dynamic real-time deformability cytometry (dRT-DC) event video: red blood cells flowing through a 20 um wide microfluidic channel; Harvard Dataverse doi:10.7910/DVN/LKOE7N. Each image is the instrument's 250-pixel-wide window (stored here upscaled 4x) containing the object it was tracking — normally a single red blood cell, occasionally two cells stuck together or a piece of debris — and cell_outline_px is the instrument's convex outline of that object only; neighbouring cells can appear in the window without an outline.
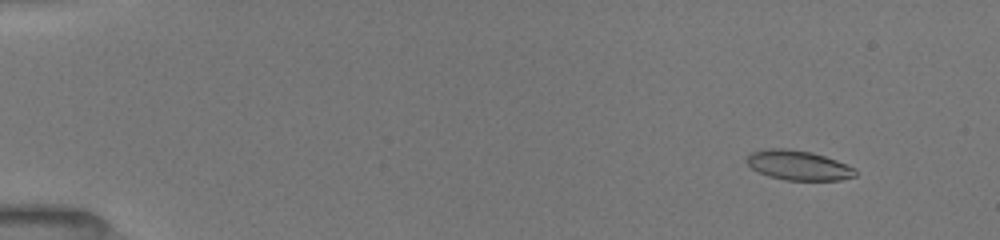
{"species": "common noctule bat (a hibernating species)", "species_latin": "Nyctalus noctula", "temperature_condition": "room temperature", "stored_images_in_passage": 53, "camera_frame_rate_fps": 3000, "um_per_image_px": 0.085, "animal": {"sex": "female", "body_mass_g": 19.5, "forearm_length_mm": 54.1}, "frame": {"image": 1, "passage_image": 6, "time_ms": 1.667, "image_size_px": [1000, 240], "cell_outline_px": [[856, 176], [840, 180], [784, 180], [768, 176], [752, 168], [744, 160], [752, 152], [764, 148], [788, 148], [812, 152], [836, 160], [856, 168]], "centroid_in_image_um": [67.85, 14.04], "position_along_channel_um": 17.1, "area_um2": 18.9}}
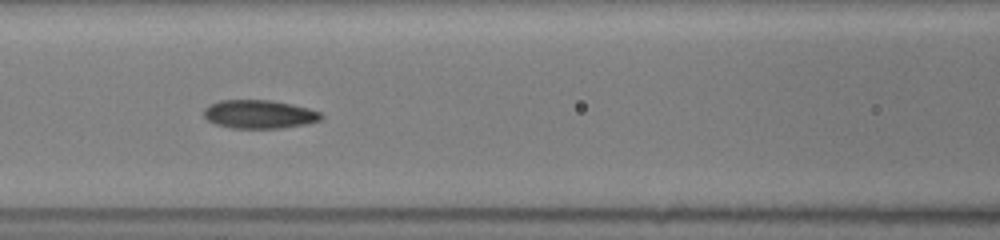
{"frame": {"image": 2, "passage_image": 25, "time_ms": 8.0, "image_size_px": [1000, 240], "cell_outline_px": [[324, 116], [320, 120], [304, 124], [280, 128], [232, 128], [216, 124], [208, 120], [204, 116], [204, 108], [208, 104], [220, 100], [268, 100], [292, 104], [308, 108], [320, 112]], "centroid_in_image_um": [22.01, 9.7], "position_along_channel_um": 144.6, "area_um2": 19.42}}
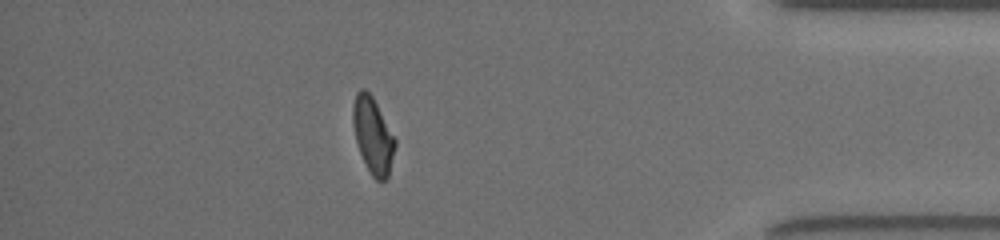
{"frame": {"image": 3, "passage_image": 47, "time_ms": 15.333, "image_size_px": [1000, 240], "cell_outline_px": [[396, 144], [388, 180], [376, 180], [372, 176], [360, 152], [356, 140], [352, 124], [352, 108], [356, 92], [360, 88], [364, 88], [372, 96], [396, 140]], "centroid_in_image_um": [31.69, 11.51], "position_along_channel_um": 403.5, "area_um2": 18.55}, "authors_computed_cell_mechanics": {"area_um2": 19.1318, "velocity_mm_per_s": 3.995, "shape_relaxation_time_tau1_ms": 6.661, "shape_relaxation_time_tau2_ms": 1.6698, "deformation_change_tau1": 0.2023, "deformation_change_tau2": 0.0722}}